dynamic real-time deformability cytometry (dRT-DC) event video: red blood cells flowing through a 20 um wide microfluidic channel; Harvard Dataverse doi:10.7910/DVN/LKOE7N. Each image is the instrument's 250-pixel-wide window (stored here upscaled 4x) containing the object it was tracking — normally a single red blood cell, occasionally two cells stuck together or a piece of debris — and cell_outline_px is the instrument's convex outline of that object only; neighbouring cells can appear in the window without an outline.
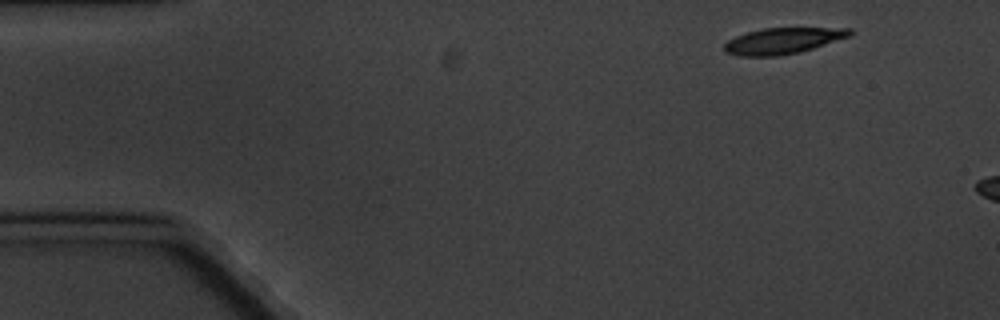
{"species": "common noctule bat (a hibernating species)", "species_latin": "Nyctalus noctula", "temperature_condition": "cold", "stored_images_in_passage": 2, "camera_frame_rate_fps": 3000, "um_per_image_px": 0.085, "animal": {"sex": "male", "body_mass_g": 20.1, "forearm_length_mm": 53.5}, "frame": {"image": 1, "passage_image": 1, "time_ms": 0.0, "image_size_px": [1000, 320], "cell_outline_px": [[852, 36], [800, 52], [776, 56], [740, 56], [724, 52], [724, 44], [728, 40], [736, 36], [748, 32], [764, 28], [852, 28]], "centroid_in_image_um": [66.56, 3.47], "position_along_channel_um": 18.4, "area_um2": 19.07}}